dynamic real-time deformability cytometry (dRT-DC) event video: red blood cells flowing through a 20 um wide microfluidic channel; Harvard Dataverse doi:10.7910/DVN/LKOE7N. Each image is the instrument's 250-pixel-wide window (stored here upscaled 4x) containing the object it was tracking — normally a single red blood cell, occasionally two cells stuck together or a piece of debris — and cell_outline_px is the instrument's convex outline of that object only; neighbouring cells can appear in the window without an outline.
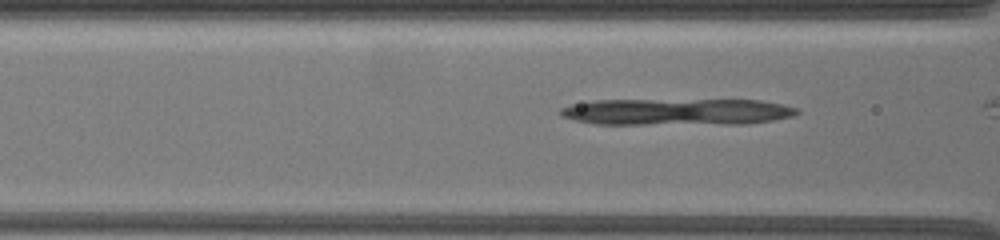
{"species": "common noctule bat (a hibernating species)", "species_latin": "Nyctalus noctula", "temperature_condition": "warm", "stored_images_in_passage": 7, "camera_frame_rate_fps": 3000, "um_per_image_px": 0.085, "animal": {"sex": "female", "body_mass_g": 19.5, "forearm_length_mm": 54.1}, "frame": {"image": 1, "passage_image": 5, "time_ms": 1.0, "image_size_px": [1000, 240], "cell_outline_px": [[800, 112], [792, 116], [772, 120], [744, 124], [596, 124], [576, 120], [564, 116], [560, 112], [560, 108], [572, 104], [596, 100], [760, 100], [780, 104], [796, 108]], "centroid_in_image_um": [57.54, 9.51], "position_along_channel_um": 109.1, "area_um2": 36.53}}